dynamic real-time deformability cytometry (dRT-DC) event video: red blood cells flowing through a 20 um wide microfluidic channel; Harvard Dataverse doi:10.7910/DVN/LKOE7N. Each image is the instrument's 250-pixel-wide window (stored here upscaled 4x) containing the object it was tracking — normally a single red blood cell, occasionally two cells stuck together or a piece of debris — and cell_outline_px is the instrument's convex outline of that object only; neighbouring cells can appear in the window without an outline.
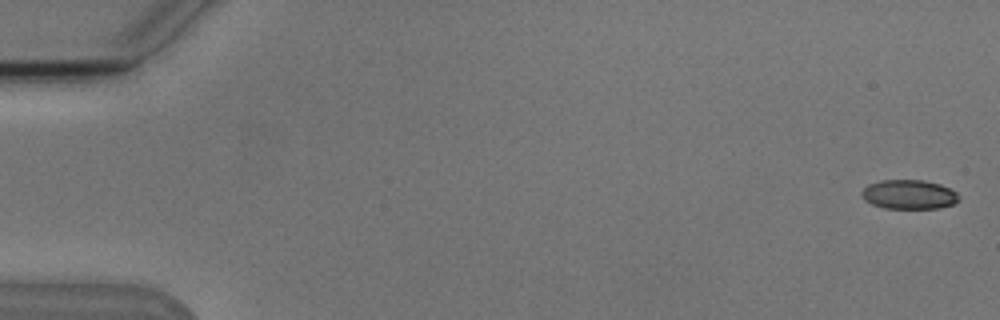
{"species": "Egyptian fruit bat (a non-hibernating species)", "species_latin": "Rousettus aegyptiacus", "temperature_condition": "cold", "stored_images_in_passage": 6, "segment_of_instrument_passage": [1, 2], "camera_frame_rate_fps": 3000, "um_per_image_px": 0.085, "animal": {"sex": "male"}, "frame": {"image": 1, "passage_image": 1, "time_ms": 0.0, "image_size_px": [1000, 320], "cell_outline_px": [[960, 200], [952, 204], [940, 208], [884, 208], [872, 204], [864, 200], [860, 192], [868, 184], [880, 180], [924, 180], [940, 184], [956, 192]], "centroid_in_image_um": [77.24, 16.52], "position_along_channel_um": 7.8, "area_um2": 16.59}}
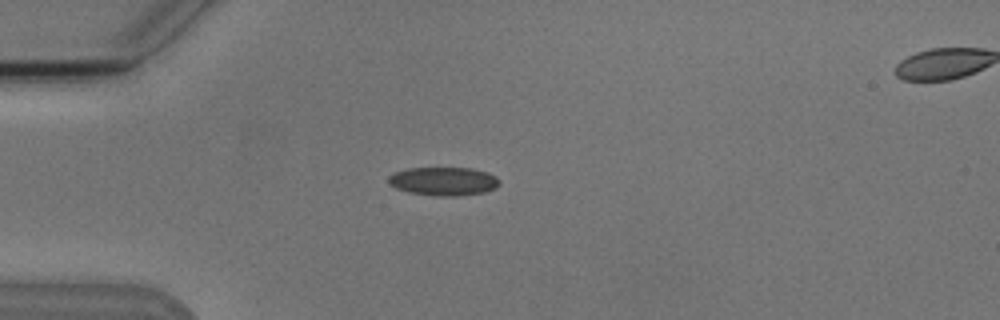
{"frame": {"image": 2, "passage_image": 5, "time_ms": 4.667, "image_size_px": [1000, 320], "cell_outline_px": [[500, 184], [496, 188], [484, 192], [456, 196], [436, 196], [408, 192], [396, 188], [388, 184], [388, 176], [396, 172], [408, 168], [472, 168], [488, 172], [496, 176], [500, 180]], "centroid_in_image_um": [37.72, 15.41], "position_along_channel_um": 47.3, "area_um2": 18.55}}